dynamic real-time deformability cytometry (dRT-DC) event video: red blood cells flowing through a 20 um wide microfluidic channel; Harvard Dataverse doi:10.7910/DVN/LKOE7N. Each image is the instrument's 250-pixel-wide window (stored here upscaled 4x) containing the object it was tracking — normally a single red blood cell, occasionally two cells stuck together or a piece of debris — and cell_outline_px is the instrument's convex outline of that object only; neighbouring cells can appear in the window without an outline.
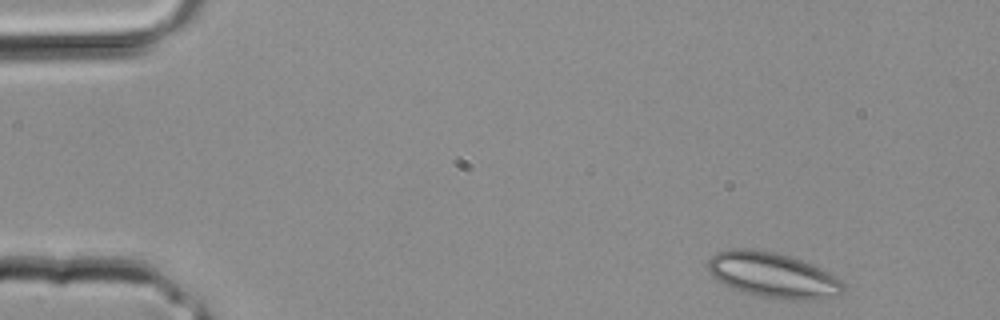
{"species": "common noctule bat (a hibernating species)", "species_latin": "Nyctalus noctula", "temperature_condition": "room temperature", "stored_images_in_passage": 32, "camera_frame_rate_fps": 3000, "um_per_image_px": 0.085, "animal": {"sex": "male", "body_mass_g": 20.4}, "frame": {"image": 1, "passage_image": 1, "time_ms": 0.0, "image_size_px": [1000, 320], "cell_outline_px": [[844, 288], [836, 296], [808, 300], [792, 300], [760, 296], [744, 292], [732, 288], [716, 280], [708, 272], [708, 260], [716, 252], [732, 248], [752, 248], [772, 252], [788, 256], [800, 260], [820, 268], [836, 276], [844, 284]], "centroid_in_image_um": [65.65, 23.38], "position_along_channel_um": 19.3, "area_um2": 35.49}}
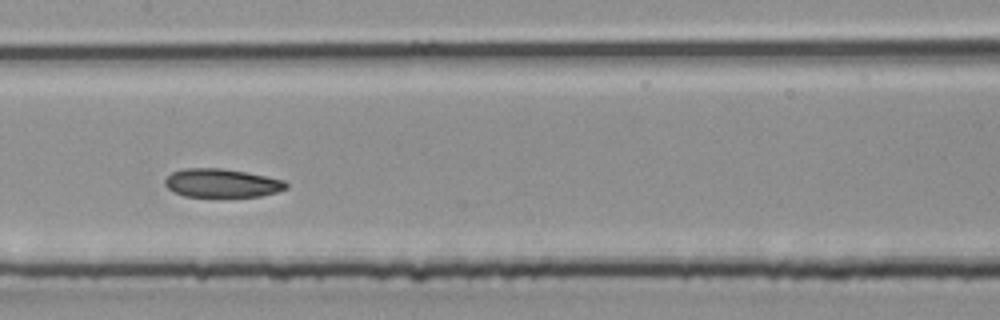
{"frame": {"image": 2, "passage_image": 15, "time_ms": 4.667, "image_size_px": [1000, 320], "cell_outline_px": [[288, 188], [276, 192], [260, 196], [184, 196], [172, 192], [164, 184], [164, 180], [172, 172], [184, 168], [224, 168], [284, 180], [288, 184]], "centroid_in_image_um": [18.82, 15.56], "position_along_channel_um": 188.6, "area_um2": 20.06}}
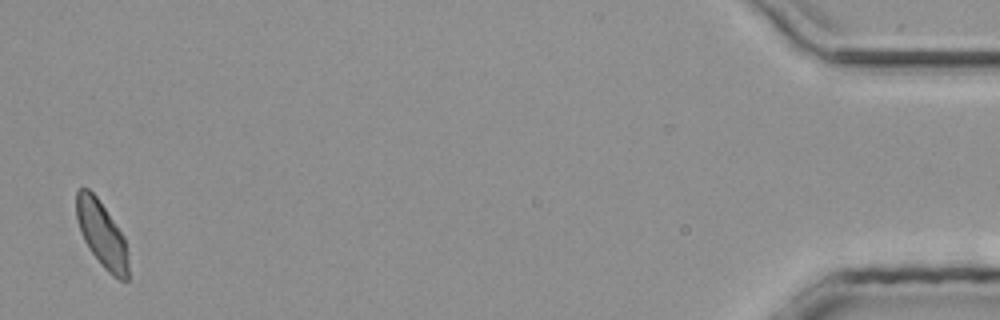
{"frame": {"image": 3, "passage_image": 32, "time_ms": 10.333, "image_size_px": [1000, 320], "cell_outline_px": [[128, 280], [120, 280], [112, 276], [100, 264], [88, 248], [80, 232], [76, 216], [76, 192], [80, 188], [88, 188], [96, 196], [124, 236], [128, 260]], "centroid_in_image_um": [8.64, 19.93], "position_along_channel_um": 426.6, "area_um2": 19.88}}